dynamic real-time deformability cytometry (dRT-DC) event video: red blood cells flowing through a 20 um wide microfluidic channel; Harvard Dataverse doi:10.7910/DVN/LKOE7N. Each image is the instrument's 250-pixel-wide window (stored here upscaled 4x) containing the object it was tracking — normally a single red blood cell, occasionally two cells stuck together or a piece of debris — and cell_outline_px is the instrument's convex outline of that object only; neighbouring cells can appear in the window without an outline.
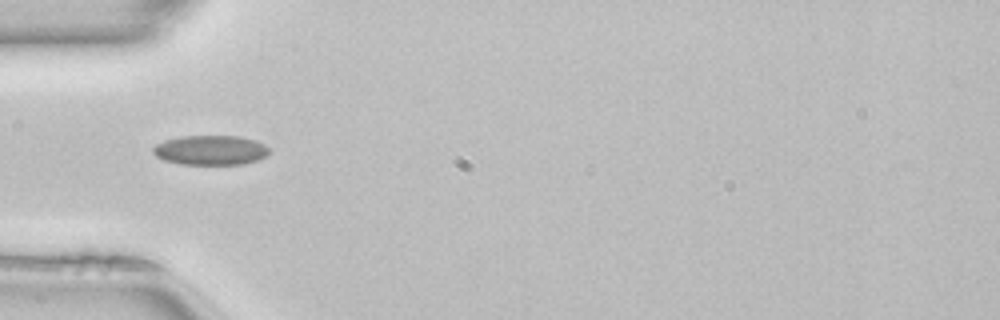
{"species": "common noctule bat (a hibernating species)", "species_latin": "Nyctalus noctula", "temperature_condition": "room temperature", "stored_images_in_passage": 49, "camera_frame_rate_fps": 3000, "um_per_image_px": 0.085, "animal": {"sex": "female", "body_mass_g": 22.7, "forearm_length_mm": 54.2}, "frame": {"image": 1, "passage_image": 15, "time_ms": 4.667, "image_size_px": [1000, 320], "cell_outline_px": [[268, 152], [264, 156], [256, 160], [244, 164], [180, 164], [164, 160], [156, 156], [152, 152], [152, 148], [156, 144], [164, 140], [180, 136], [240, 136], [256, 140], [264, 144], [268, 148]], "centroid_in_image_um": [17.86, 12.75], "position_along_channel_um": 67.1, "area_um2": 20.06}, "authors_computed_cell_mechanics": {"area_um2": 19.2474, "velocity_mm_per_s": 4.0915, "shape_relaxation_time_tau1_ms": null, "shape_relaxation_time_tau2_ms": 1.5125, "deformation_change_tau1": null, "deformation_change_tau2": 0.0645}}